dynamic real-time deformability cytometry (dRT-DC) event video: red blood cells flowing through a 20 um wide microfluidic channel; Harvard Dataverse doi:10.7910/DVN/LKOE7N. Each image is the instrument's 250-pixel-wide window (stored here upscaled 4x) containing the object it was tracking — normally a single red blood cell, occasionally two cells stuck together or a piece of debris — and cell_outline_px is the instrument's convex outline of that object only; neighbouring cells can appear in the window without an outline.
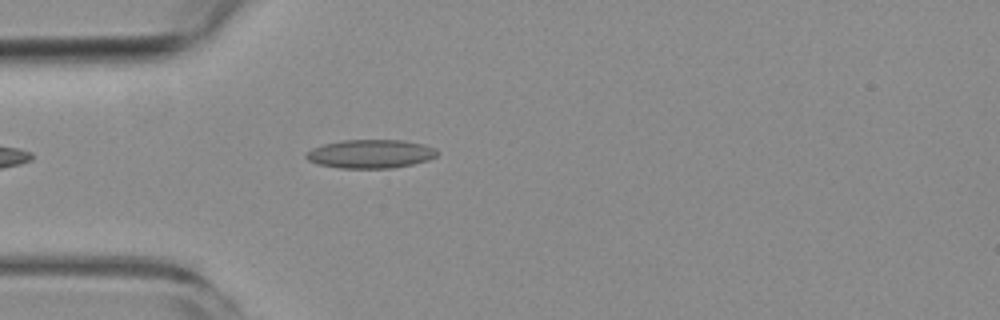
{"species": "common noctule bat (a hibernating species)", "species_latin": "Nyctalus noctula", "temperature_condition": "room temperature", "stored_images_in_passage": 3, "camera_frame_rate_fps": 3000, "um_per_image_px": 0.085, "animal": {"sex": "female", "body_mass_g": 19.3, "forearm_length_mm": 54.1}, "frame": {"image": 1, "passage_image": 3, "time_ms": 2.333, "image_size_px": [1000, 320], "cell_outline_px": [[440, 152], [436, 156], [428, 160], [412, 164], [392, 168], [340, 168], [316, 164], [308, 160], [304, 156], [312, 148], [324, 144], [344, 140], [400, 140], [420, 144], [436, 148]], "centroid_in_image_um": [31.49, 13.08], "position_along_channel_um": 53.5, "area_um2": 21.79}}